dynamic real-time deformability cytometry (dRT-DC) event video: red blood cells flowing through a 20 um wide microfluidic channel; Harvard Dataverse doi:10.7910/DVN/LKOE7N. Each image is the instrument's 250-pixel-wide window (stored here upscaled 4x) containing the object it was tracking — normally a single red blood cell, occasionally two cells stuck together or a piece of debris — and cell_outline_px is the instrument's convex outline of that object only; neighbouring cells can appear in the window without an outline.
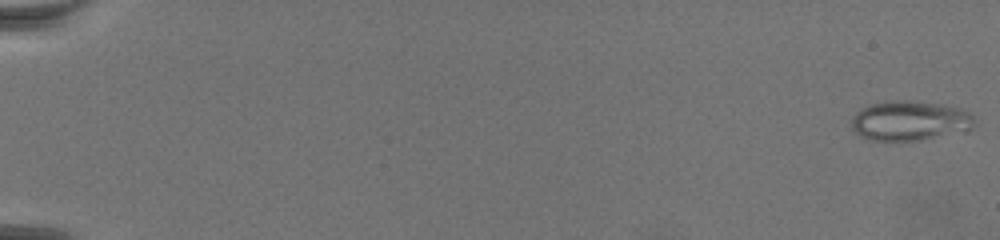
{"species": "common noctule bat (a hibernating species)", "species_latin": "Nyctalus noctula", "temperature_condition": "warm", "stored_images_in_passage": 72, "camera_frame_rate_fps": 3000, "um_per_image_px": 0.085, "animal": {"sex": "female", "body_mass_g": 19.5, "forearm_length_mm": 54.1}, "frame": {"image": 1, "passage_image": 1, "time_ms": 0.0, "image_size_px": [1000, 240], "cell_outline_px": [[976, 124], [972, 128], [920, 140], [872, 140], [860, 136], [852, 128], [852, 116], [856, 112], [872, 104], [892, 100], [904, 100], [944, 104], [960, 108], [968, 112], [972, 116]], "centroid_in_image_um": [77.32, 10.25], "position_along_channel_um": 7.7, "area_um2": 28.09}}
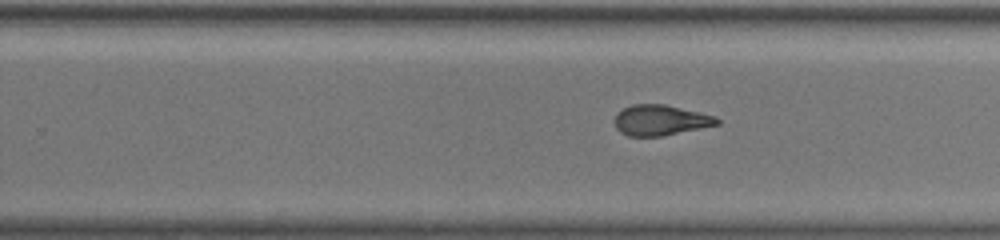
{"frame": {"image": 2, "passage_image": 48, "time_ms": 15.667, "image_size_px": [1000, 240], "cell_outline_px": [[720, 124], [660, 136], [628, 136], [620, 132], [616, 128], [612, 120], [616, 112], [632, 104], [664, 104], [700, 112], [716, 116], [720, 120]], "centroid_in_image_um": [56.09, 10.21], "position_along_channel_um": 273.7, "area_um2": 18.32}}
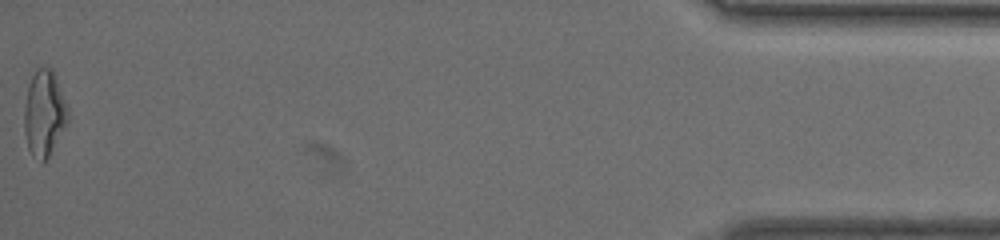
{"frame": {"image": 3, "passage_image": 72, "time_ms": 23.667, "image_size_px": [1000, 240], "cell_outline_px": [[68, 120], [48, 156], [44, 160], [32, 156], [28, 148], [24, 132], [24, 108], [28, 88], [32, 76], [36, 68], [52, 68], [56, 76], [68, 108]], "centroid_in_image_um": [3.75, 9.59], "position_along_channel_um": 431.5, "area_um2": 21.44}}